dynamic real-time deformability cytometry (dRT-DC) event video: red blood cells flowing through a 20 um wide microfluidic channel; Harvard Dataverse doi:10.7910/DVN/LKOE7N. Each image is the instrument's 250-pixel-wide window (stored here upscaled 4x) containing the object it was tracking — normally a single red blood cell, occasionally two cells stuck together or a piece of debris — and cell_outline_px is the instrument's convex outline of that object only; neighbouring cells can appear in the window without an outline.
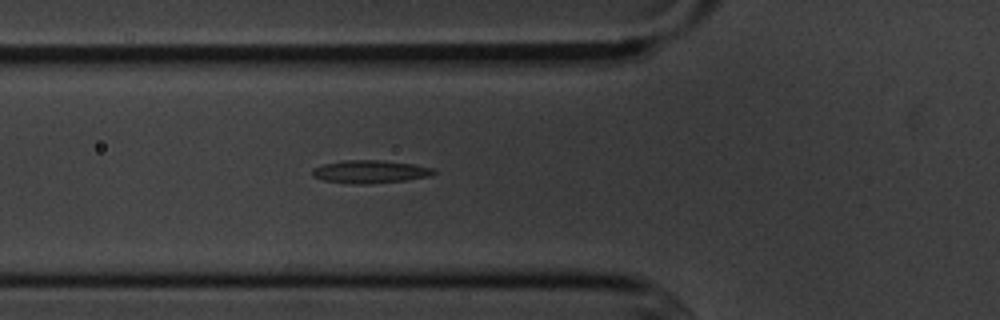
{"species": "common noctule bat (a hibernating species)", "species_latin": "Nyctalus noctula", "temperature_condition": "cold", "stored_images_in_passage": 7, "camera_frame_rate_fps": 3000, "um_per_image_px": 0.085, "animal": {"sex": "male", "body_mass_g": 20.1, "forearm_length_mm": 53.5}, "frame": {"image": 1, "passage_image": 6, "time_ms": 6.0, "image_size_px": [1000, 320], "cell_outline_px": [[436, 172], [432, 176], [404, 180], [368, 184], [356, 184], [324, 180], [312, 176], [312, 168], [324, 164], [344, 160], [380, 160], [412, 164], [432, 168]], "centroid_in_image_um": [31.45, 14.59], "position_along_channel_um": 94.4, "area_um2": 16.07}}